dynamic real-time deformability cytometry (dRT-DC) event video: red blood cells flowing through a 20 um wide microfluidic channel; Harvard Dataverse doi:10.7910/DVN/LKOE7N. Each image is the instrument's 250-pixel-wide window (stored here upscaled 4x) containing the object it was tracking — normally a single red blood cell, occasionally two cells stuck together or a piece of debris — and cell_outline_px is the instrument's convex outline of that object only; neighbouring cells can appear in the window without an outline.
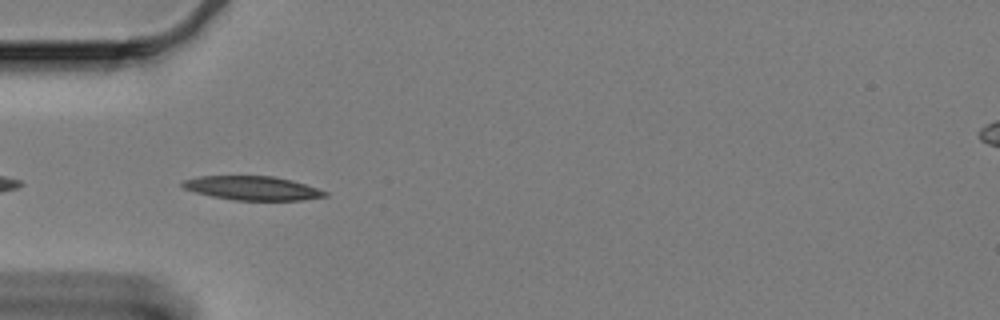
{"species": "Egyptian fruit bat (a non-hibernating species)", "species_latin": "Rousettus aegyptiacus", "temperature_condition": "cold", "stored_images_in_passage": 43, "camera_frame_rate_fps": 3000, "um_per_image_px": 0.085, "animal": {"sex": "female"}, "frame": {"image": 1, "passage_image": 3, "time_ms": 0.667, "image_size_px": [1000, 320], "cell_outline_px": [[328, 196], [300, 200], [232, 200], [212, 196], [196, 192], [184, 188], [180, 184], [184, 180], [200, 176], [272, 176], [292, 180], [328, 192]], "centroid_in_image_um": [21.45, 15.99], "position_along_channel_um": 63.5, "area_um2": 19.71}}
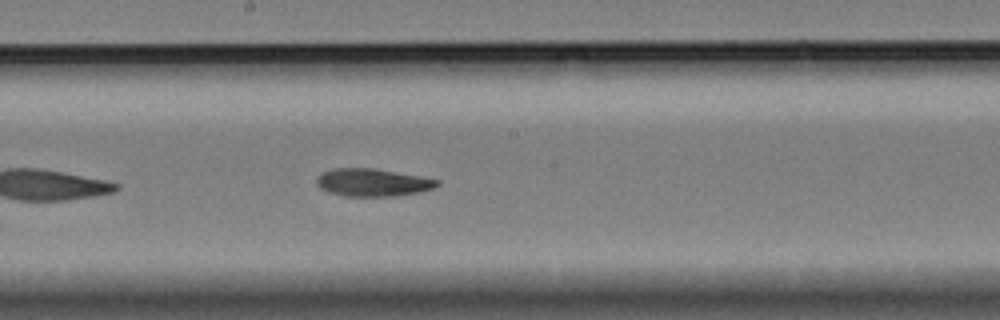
{"frame": {"image": 2, "passage_image": 17, "time_ms": 5.333, "image_size_px": [1000, 320], "cell_outline_px": [[440, 184], [432, 188], [420, 192], [396, 196], [344, 196], [328, 192], [320, 188], [316, 184], [316, 176], [332, 168], [372, 168], [420, 176], [440, 180]], "centroid_in_image_um": [31.65, 15.51], "position_along_channel_um": 216.6, "area_um2": 19.48}}
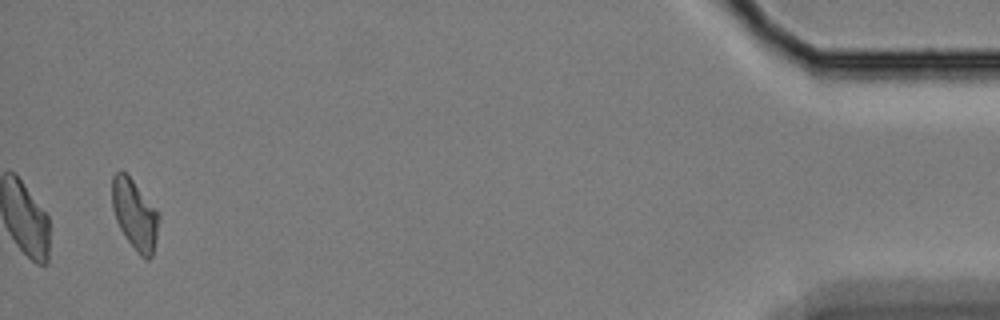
{"frame": {"image": 3, "passage_image": 43, "time_ms": 14.0, "image_size_px": [1000, 320], "cell_outline_px": [[160, 216], [156, 240], [152, 256], [148, 260], [144, 260], [140, 256], [124, 236], [116, 220], [112, 208], [112, 176], [116, 172], [124, 172], [132, 180], [160, 212]], "centroid_in_image_um": [11.47, 18.27], "position_along_channel_um": 423.7, "area_um2": 19.19}, "authors_computed_cell_mechanics": {"area_um2": 19.4786, "velocity_mm_per_s": 3.3002, "shape_relaxation_time_tau1_ms": 7.9633, "shape_relaxation_time_tau2_ms": 6.3692, "deformation_change_tau1": 0.1709, "deformation_change_tau2": 0.1207}}